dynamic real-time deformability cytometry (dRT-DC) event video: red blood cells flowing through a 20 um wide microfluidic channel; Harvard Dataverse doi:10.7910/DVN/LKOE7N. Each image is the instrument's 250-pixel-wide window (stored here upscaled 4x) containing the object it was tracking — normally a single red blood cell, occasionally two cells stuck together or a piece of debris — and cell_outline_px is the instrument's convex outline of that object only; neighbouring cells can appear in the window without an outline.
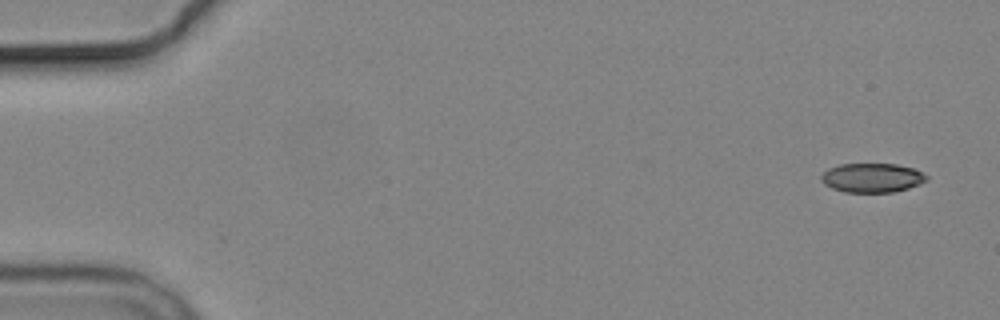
{"species": "common noctule bat (a hibernating species)", "species_latin": "Nyctalus noctula", "temperature_condition": "cold", "stored_images_in_passage": 5, "camera_frame_rate_fps": 3000, "um_per_image_px": 0.085, "animal": {"sex": "male", "body_mass_g": 19.2, "forearm_length_mm": 51.8}, "frame": {"image": 1, "passage_image": 1, "time_ms": 0.0, "image_size_px": [1000, 320], "cell_outline_px": [[928, 180], [920, 184], [908, 188], [892, 192], [844, 192], [832, 188], [824, 184], [820, 180], [820, 176], [828, 168], [840, 164], [896, 164], [916, 168], [928, 176]], "centroid_in_image_um": [74.14, 15.11], "position_along_channel_um": 10.9, "area_um2": 18.09}}
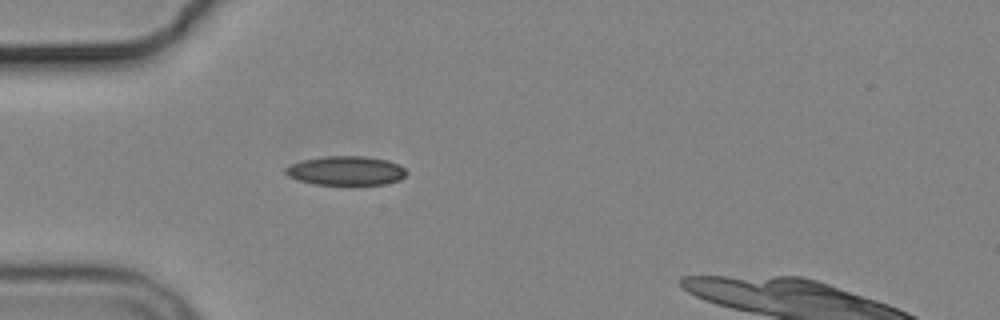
{"frame": {"image": 2, "passage_image": 5, "time_ms": 4.667, "image_size_px": [1000, 320], "cell_outline_px": [[408, 172], [400, 180], [384, 184], [312, 184], [288, 176], [284, 172], [284, 168], [292, 164], [304, 160], [324, 156], [364, 156], [388, 160], [400, 164]], "centroid_in_image_um": [29.43, 14.5], "position_along_channel_um": 55.6, "area_um2": 20.46}}